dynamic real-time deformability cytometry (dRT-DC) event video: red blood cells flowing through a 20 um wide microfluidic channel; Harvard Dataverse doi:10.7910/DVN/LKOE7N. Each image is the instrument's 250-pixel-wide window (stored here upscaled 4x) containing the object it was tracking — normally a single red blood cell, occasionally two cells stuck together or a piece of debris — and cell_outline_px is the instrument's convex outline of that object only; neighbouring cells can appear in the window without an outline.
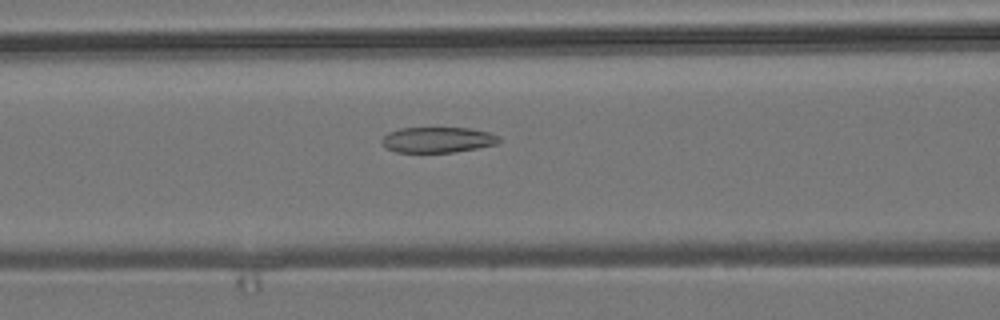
{"species": "common noctule bat (a hibernating species)", "species_latin": "Nyctalus noctula", "temperature_condition": "room temperature", "stored_images_in_passage": 54, "camera_frame_rate_fps": 3000, "um_per_image_px": 0.085, "animal": {"sex": "male", "body_mass_g": 19.2, "forearm_length_mm": 51.8}, "frame": {"image": 1, "passage_image": 22, "time_ms": 7.0, "image_size_px": [1000, 320], "cell_outline_px": [[500, 140], [496, 144], [476, 148], [452, 152], [396, 152], [388, 148], [380, 140], [388, 132], [400, 128], [468, 128], [488, 132], [500, 136]], "centroid_in_image_um": [37.2, 11.87], "position_along_channel_um": 129.4, "area_um2": 17.28}}
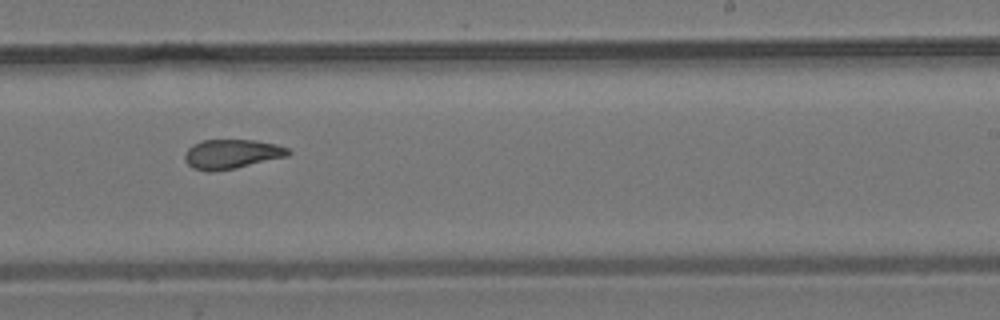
{"frame": {"image": 2, "passage_image": 33, "time_ms": 10.667, "image_size_px": [1000, 320], "cell_outline_px": [[292, 152], [288, 156], [236, 168], [212, 172], [208, 172], [192, 168], [184, 160], [184, 152], [192, 144], [204, 140], [256, 140], [276, 144], [288, 148]], "centroid_in_image_um": [19.67, 13.1], "position_along_channel_um": 269.3, "area_um2": 17.92}}
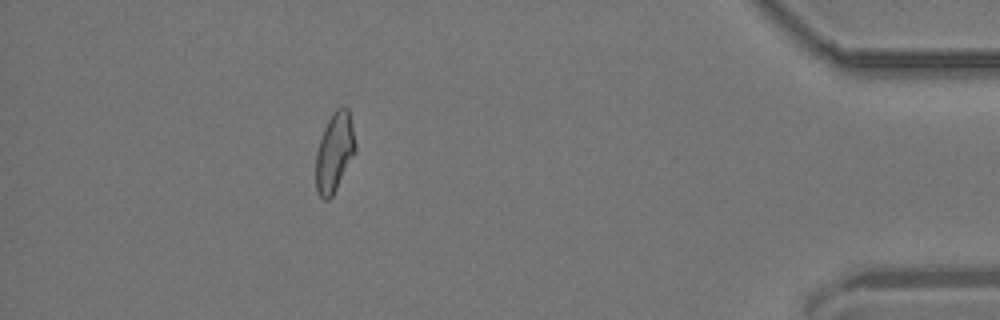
{"frame": {"image": 3, "passage_image": 48, "time_ms": 15.667, "image_size_px": [1000, 320], "cell_outline_px": [[356, 152], [332, 196], [328, 200], [324, 200], [320, 196], [316, 188], [316, 152], [324, 128], [332, 112], [336, 108], [344, 104], [348, 108], [356, 144]], "centroid_in_image_um": [28.44, 12.91], "position_along_channel_um": 406.8, "area_um2": 18.26}, "authors_computed_cell_mechanics": {"area_um2": 18.4671, "velocity_mm_per_s": 3.8246, "shape_relaxation_time_tau1_ms": null, "shape_relaxation_time_tau2_ms": 2.2576, "deformation_change_tau1": null, "deformation_change_tau2": 0.0894}}